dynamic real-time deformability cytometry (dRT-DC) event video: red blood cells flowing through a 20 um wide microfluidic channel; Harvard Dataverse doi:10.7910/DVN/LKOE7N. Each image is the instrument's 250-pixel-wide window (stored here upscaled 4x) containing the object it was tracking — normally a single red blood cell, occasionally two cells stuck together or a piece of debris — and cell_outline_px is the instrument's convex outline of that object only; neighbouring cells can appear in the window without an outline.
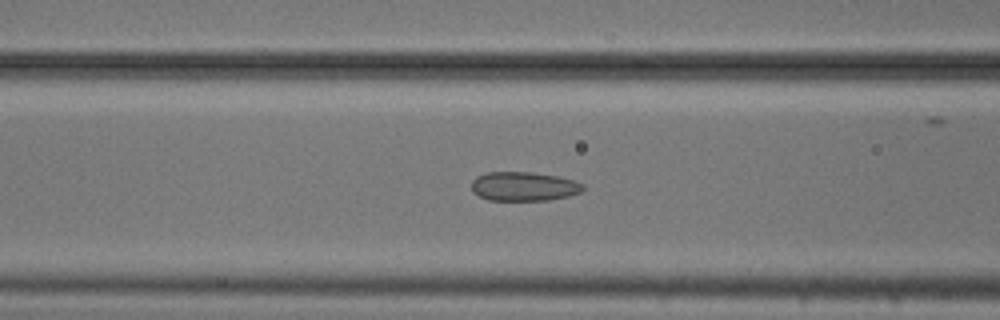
{"species": "common noctule bat (a hibernating species)", "species_latin": "Nyctalus noctula", "temperature_condition": "cold", "stored_images_in_passage": 52, "camera_frame_rate_fps": 3000, "um_per_image_px": 0.085, "animal": {"sex": "male", "body_mass_g": 20.5, "forearm_length_mm": 52.5}, "frame": {"image": 1, "passage_image": 20, "time_ms": 6.333, "image_size_px": [1000, 320], "cell_outline_px": [[584, 188], [580, 192], [568, 196], [548, 200], [488, 200], [472, 192], [472, 180], [476, 176], [488, 172], [532, 172], [560, 176], [584, 184]], "centroid_in_image_um": [44.52, 15.83], "position_along_channel_um": 122.1, "area_um2": 18.96}}
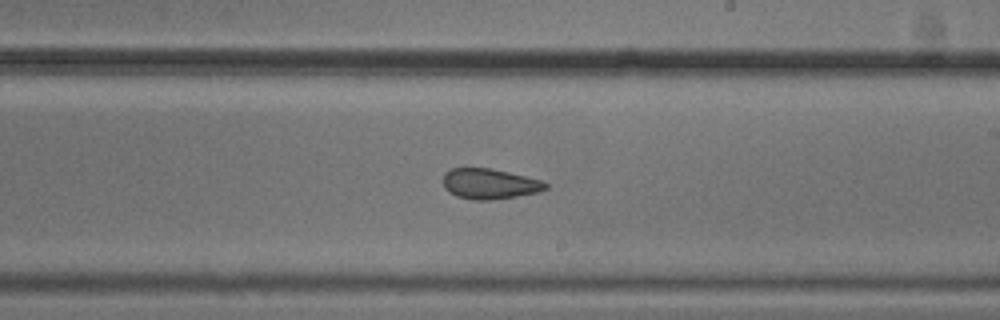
{"frame": {"image": 2, "passage_image": 30, "time_ms": 9.667, "image_size_px": [1000, 320], "cell_outline_px": [[548, 188], [540, 192], [492, 200], [472, 200], [456, 196], [448, 192], [444, 188], [444, 172], [452, 168], [492, 168], [540, 180], [548, 184]], "centroid_in_image_um": [41.6, 15.63], "position_along_channel_um": 247.4, "area_um2": 18.21}}
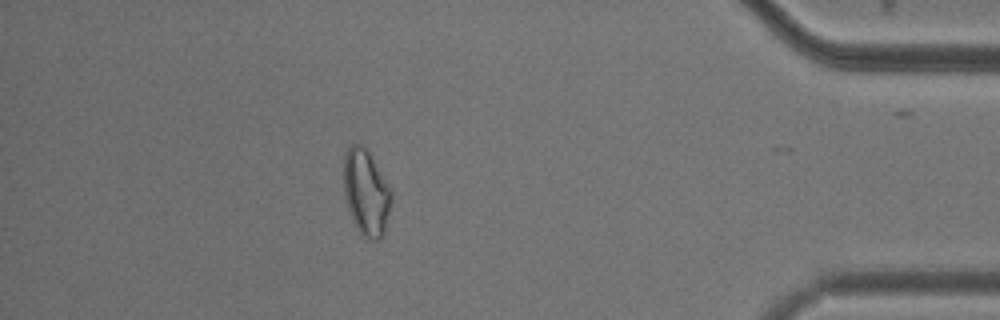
{"frame": {"image": 3, "passage_image": 46, "time_ms": 15.0, "image_size_px": [1000, 320], "cell_outline_px": [[392, 196], [384, 236], [380, 240], [376, 240], [364, 236], [356, 228], [352, 220], [344, 196], [344, 152], [352, 144], [364, 144], [372, 156], [392, 192]], "centroid_in_image_um": [31.12, 16.35], "position_along_channel_um": 404.1, "area_um2": 23.99}, "authors_computed_cell_mechanics": {"area_um2": 21.097, "velocity_mm_per_s": 3.7533, "shape_relaxation_time_tau1_ms": 8.6414, "shape_relaxation_time_tau2_ms": 2.9246, "deformation_change_tau1": 0.1144, "deformation_change_tau2": 0.0817}}